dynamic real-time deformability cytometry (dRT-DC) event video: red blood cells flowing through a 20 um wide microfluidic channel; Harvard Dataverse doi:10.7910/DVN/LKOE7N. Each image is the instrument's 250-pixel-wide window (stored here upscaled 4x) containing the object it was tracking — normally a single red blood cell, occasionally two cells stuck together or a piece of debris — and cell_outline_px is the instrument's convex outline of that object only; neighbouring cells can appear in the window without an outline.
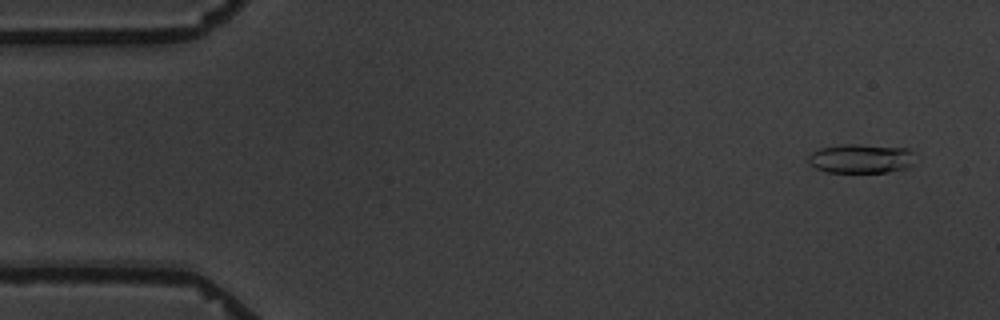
{"species": "common noctule bat (a hibernating species)", "species_latin": "Nyctalus noctula", "temperature_condition": "warm", "stored_images_in_passage": 5, "camera_frame_rate_fps": 3000, "um_per_image_px": 0.085, "animal": {"sex": "male", "body_mass_g": 19.5, "forearm_length_mm": 54.6}, "frame": {"image": 1, "passage_image": 1, "time_ms": 0.0, "image_size_px": [1000, 320], "cell_outline_px": [[912, 164], [908, 168], [888, 172], [828, 172], [816, 168], [808, 164], [808, 156], [812, 152], [820, 148], [840, 144], [860, 144], [908, 148], [912, 152]], "centroid_in_image_um": [73.15, 13.47], "position_along_channel_um": 11.8, "area_um2": 18.26}}